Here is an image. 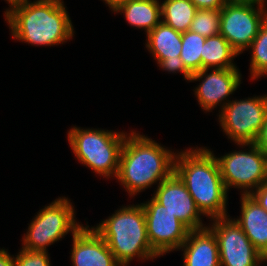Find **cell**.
Returning <instances> with one entry per match:
<instances>
[{"label":"cell","instance_id":"1","mask_svg":"<svg viewBox=\"0 0 267 266\" xmlns=\"http://www.w3.org/2000/svg\"><path fill=\"white\" fill-rule=\"evenodd\" d=\"M63 0H24L4 11L12 38L32 46H55L74 35Z\"/></svg>","mask_w":267,"mask_h":266},{"label":"cell","instance_id":"2","mask_svg":"<svg viewBox=\"0 0 267 266\" xmlns=\"http://www.w3.org/2000/svg\"><path fill=\"white\" fill-rule=\"evenodd\" d=\"M130 132L122 147L116 179L133 197L169 178L175 172L177 153L147 135Z\"/></svg>","mask_w":267,"mask_h":266},{"label":"cell","instance_id":"3","mask_svg":"<svg viewBox=\"0 0 267 266\" xmlns=\"http://www.w3.org/2000/svg\"><path fill=\"white\" fill-rule=\"evenodd\" d=\"M175 173L185 183L197 208L207 218L227 217L228 191L211 149L190 148L178 151Z\"/></svg>","mask_w":267,"mask_h":266},{"label":"cell","instance_id":"4","mask_svg":"<svg viewBox=\"0 0 267 266\" xmlns=\"http://www.w3.org/2000/svg\"><path fill=\"white\" fill-rule=\"evenodd\" d=\"M93 228L107 242L121 266H129L134 258L145 261L160 257L149 243L141 203L122 206Z\"/></svg>","mask_w":267,"mask_h":266},{"label":"cell","instance_id":"5","mask_svg":"<svg viewBox=\"0 0 267 266\" xmlns=\"http://www.w3.org/2000/svg\"><path fill=\"white\" fill-rule=\"evenodd\" d=\"M67 140L79 163L103 178L117 177L127 132L71 127Z\"/></svg>","mask_w":267,"mask_h":266},{"label":"cell","instance_id":"6","mask_svg":"<svg viewBox=\"0 0 267 266\" xmlns=\"http://www.w3.org/2000/svg\"><path fill=\"white\" fill-rule=\"evenodd\" d=\"M71 200L59 197L40 209L23 234L22 249L47 251V247L62 239L69 232L74 235L83 224L76 221Z\"/></svg>","mask_w":267,"mask_h":266},{"label":"cell","instance_id":"7","mask_svg":"<svg viewBox=\"0 0 267 266\" xmlns=\"http://www.w3.org/2000/svg\"><path fill=\"white\" fill-rule=\"evenodd\" d=\"M237 145L249 149L234 150L216 159L227 191L240 188L241 195H249L267 183V155L254 143Z\"/></svg>","mask_w":267,"mask_h":266},{"label":"cell","instance_id":"8","mask_svg":"<svg viewBox=\"0 0 267 266\" xmlns=\"http://www.w3.org/2000/svg\"><path fill=\"white\" fill-rule=\"evenodd\" d=\"M267 114V95L230 100L220 111L218 121L235 144L254 143Z\"/></svg>","mask_w":267,"mask_h":266},{"label":"cell","instance_id":"9","mask_svg":"<svg viewBox=\"0 0 267 266\" xmlns=\"http://www.w3.org/2000/svg\"><path fill=\"white\" fill-rule=\"evenodd\" d=\"M265 5L267 4L226 3L221 9L219 34L238 54L248 50L260 26L267 19Z\"/></svg>","mask_w":267,"mask_h":266},{"label":"cell","instance_id":"10","mask_svg":"<svg viewBox=\"0 0 267 266\" xmlns=\"http://www.w3.org/2000/svg\"><path fill=\"white\" fill-rule=\"evenodd\" d=\"M141 205L152 249L159 256L178 251L187 239L190 229L153 197Z\"/></svg>","mask_w":267,"mask_h":266},{"label":"cell","instance_id":"11","mask_svg":"<svg viewBox=\"0 0 267 266\" xmlns=\"http://www.w3.org/2000/svg\"><path fill=\"white\" fill-rule=\"evenodd\" d=\"M230 216L210 219L208 227L215 234L220 266H260L262 254L254 247L242 228Z\"/></svg>","mask_w":267,"mask_h":266},{"label":"cell","instance_id":"12","mask_svg":"<svg viewBox=\"0 0 267 266\" xmlns=\"http://www.w3.org/2000/svg\"><path fill=\"white\" fill-rule=\"evenodd\" d=\"M241 75L239 68L202 69L193 73L189 82L202 81L193 91L198 104L206 113L212 112L217 106L223 109L230 101L229 95L234 94L239 88Z\"/></svg>","mask_w":267,"mask_h":266},{"label":"cell","instance_id":"13","mask_svg":"<svg viewBox=\"0 0 267 266\" xmlns=\"http://www.w3.org/2000/svg\"><path fill=\"white\" fill-rule=\"evenodd\" d=\"M152 197L190 230H199L207 227L206 224L202 223L201 216L204 215L197 208L185 183L175 172L157 185V189Z\"/></svg>","mask_w":267,"mask_h":266},{"label":"cell","instance_id":"14","mask_svg":"<svg viewBox=\"0 0 267 266\" xmlns=\"http://www.w3.org/2000/svg\"><path fill=\"white\" fill-rule=\"evenodd\" d=\"M72 266H121L107 242L94 230L83 225L72 235Z\"/></svg>","mask_w":267,"mask_h":266},{"label":"cell","instance_id":"15","mask_svg":"<svg viewBox=\"0 0 267 266\" xmlns=\"http://www.w3.org/2000/svg\"><path fill=\"white\" fill-rule=\"evenodd\" d=\"M180 249L183 251V266H220L218 241L208 226L190 230L178 251Z\"/></svg>","mask_w":267,"mask_h":266},{"label":"cell","instance_id":"16","mask_svg":"<svg viewBox=\"0 0 267 266\" xmlns=\"http://www.w3.org/2000/svg\"><path fill=\"white\" fill-rule=\"evenodd\" d=\"M241 214L234 218L254 247L267 255V211L249 194L241 195Z\"/></svg>","mask_w":267,"mask_h":266},{"label":"cell","instance_id":"17","mask_svg":"<svg viewBox=\"0 0 267 266\" xmlns=\"http://www.w3.org/2000/svg\"><path fill=\"white\" fill-rule=\"evenodd\" d=\"M111 11L122 13L130 26L152 31L161 21V2L159 0H125L118 3Z\"/></svg>","mask_w":267,"mask_h":266},{"label":"cell","instance_id":"18","mask_svg":"<svg viewBox=\"0 0 267 266\" xmlns=\"http://www.w3.org/2000/svg\"><path fill=\"white\" fill-rule=\"evenodd\" d=\"M145 47L152 54L157 64L161 60H173L180 56L182 49V33L162 21L146 34Z\"/></svg>","mask_w":267,"mask_h":266},{"label":"cell","instance_id":"19","mask_svg":"<svg viewBox=\"0 0 267 266\" xmlns=\"http://www.w3.org/2000/svg\"><path fill=\"white\" fill-rule=\"evenodd\" d=\"M239 54L221 35L206 38L203 45L202 69L237 68L233 63Z\"/></svg>","mask_w":267,"mask_h":266},{"label":"cell","instance_id":"20","mask_svg":"<svg viewBox=\"0 0 267 266\" xmlns=\"http://www.w3.org/2000/svg\"><path fill=\"white\" fill-rule=\"evenodd\" d=\"M197 10L190 0H164L161 3L162 22L176 31L186 32Z\"/></svg>","mask_w":267,"mask_h":266},{"label":"cell","instance_id":"21","mask_svg":"<svg viewBox=\"0 0 267 266\" xmlns=\"http://www.w3.org/2000/svg\"><path fill=\"white\" fill-rule=\"evenodd\" d=\"M206 38L190 30L182 33L180 58L185 68L191 73L202 70L203 45Z\"/></svg>","mask_w":267,"mask_h":266},{"label":"cell","instance_id":"22","mask_svg":"<svg viewBox=\"0 0 267 266\" xmlns=\"http://www.w3.org/2000/svg\"><path fill=\"white\" fill-rule=\"evenodd\" d=\"M251 49L250 75L251 79L258 80L267 76V19L260 26L257 36L248 49Z\"/></svg>","mask_w":267,"mask_h":266},{"label":"cell","instance_id":"23","mask_svg":"<svg viewBox=\"0 0 267 266\" xmlns=\"http://www.w3.org/2000/svg\"><path fill=\"white\" fill-rule=\"evenodd\" d=\"M220 20L221 9H198L189 30L208 38L219 34Z\"/></svg>","mask_w":267,"mask_h":266},{"label":"cell","instance_id":"24","mask_svg":"<svg viewBox=\"0 0 267 266\" xmlns=\"http://www.w3.org/2000/svg\"><path fill=\"white\" fill-rule=\"evenodd\" d=\"M15 266H51L48 251L19 250L14 257Z\"/></svg>","mask_w":267,"mask_h":266},{"label":"cell","instance_id":"25","mask_svg":"<svg viewBox=\"0 0 267 266\" xmlns=\"http://www.w3.org/2000/svg\"><path fill=\"white\" fill-rule=\"evenodd\" d=\"M159 67L164 71H167L169 73H182L184 76V79L189 81L191 77V73L185 68L182 59L180 56H177V59L173 60H161L158 63Z\"/></svg>","mask_w":267,"mask_h":266},{"label":"cell","instance_id":"26","mask_svg":"<svg viewBox=\"0 0 267 266\" xmlns=\"http://www.w3.org/2000/svg\"><path fill=\"white\" fill-rule=\"evenodd\" d=\"M197 9H222L226 1L225 0H190Z\"/></svg>","mask_w":267,"mask_h":266},{"label":"cell","instance_id":"27","mask_svg":"<svg viewBox=\"0 0 267 266\" xmlns=\"http://www.w3.org/2000/svg\"><path fill=\"white\" fill-rule=\"evenodd\" d=\"M254 144L267 155V114Z\"/></svg>","mask_w":267,"mask_h":266},{"label":"cell","instance_id":"28","mask_svg":"<svg viewBox=\"0 0 267 266\" xmlns=\"http://www.w3.org/2000/svg\"><path fill=\"white\" fill-rule=\"evenodd\" d=\"M250 195L267 211V183L261 184Z\"/></svg>","mask_w":267,"mask_h":266},{"label":"cell","instance_id":"29","mask_svg":"<svg viewBox=\"0 0 267 266\" xmlns=\"http://www.w3.org/2000/svg\"><path fill=\"white\" fill-rule=\"evenodd\" d=\"M0 266H15L14 255H10L8 250L0 248Z\"/></svg>","mask_w":267,"mask_h":266},{"label":"cell","instance_id":"30","mask_svg":"<svg viewBox=\"0 0 267 266\" xmlns=\"http://www.w3.org/2000/svg\"><path fill=\"white\" fill-rule=\"evenodd\" d=\"M226 3L266 4L267 0H225Z\"/></svg>","mask_w":267,"mask_h":266},{"label":"cell","instance_id":"31","mask_svg":"<svg viewBox=\"0 0 267 266\" xmlns=\"http://www.w3.org/2000/svg\"><path fill=\"white\" fill-rule=\"evenodd\" d=\"M105 2V4H107V6L110 8V10L112 8H114L118 3L125 1V0H103Z\"/></svg>","mask_w":267,"mask_h":266},{"label":"cell","instance_id":"32","mask_svg":"<svg viewBox=\"0 0 267 266\" xmlns=\"http://www.w3.org/2000/svg\"><path fill=\"white\" fill-rule=\"evenodd\" d=\"M5 1H7V3L9 4V5H8V6H9L8 9H10V8H12L13 6L18 5L19 3H21V2L24 1V0H5Z\"/></svg>","mask_w":267,"mask_h":266},{"label":"cell","instance_id":"33","mask_svg":"<svg viewBox=\"0 0 267 266\" xmlns=\"http://www.w3.org/2000/svg\"><path fill=\"white\" fill-rule=\"evenodd\" d=\"M265 262H267V255H262L261 260H260V266L261 264H264Z\"/></svg>","mask_w":267,"mask_h":266}]
</instances>
